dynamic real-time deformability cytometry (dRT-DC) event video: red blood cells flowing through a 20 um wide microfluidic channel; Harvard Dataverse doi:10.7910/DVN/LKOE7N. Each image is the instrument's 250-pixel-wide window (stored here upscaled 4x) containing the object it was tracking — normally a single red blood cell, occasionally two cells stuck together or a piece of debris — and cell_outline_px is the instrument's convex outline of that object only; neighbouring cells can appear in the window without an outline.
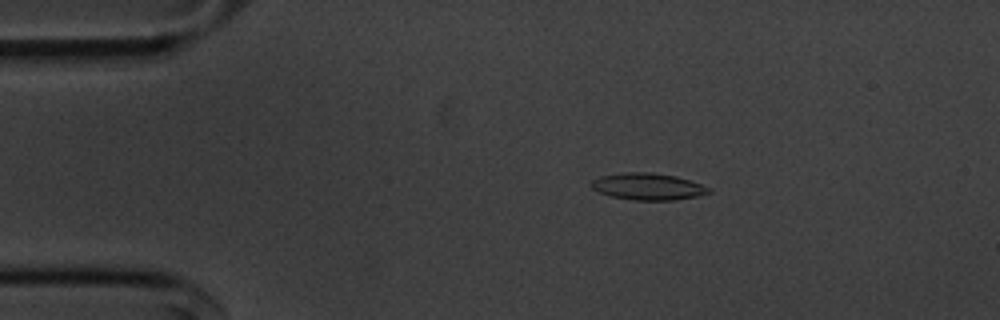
{"species": "common noctule bat (a hibernating species)", "species_latin": "Nyctalus noctula", "temperature_condition": "cold", "stored_images_in_passage": 50, "camera_frame_rate_fps": 3000, "um_per_image_px": 0.085, "animal": {"sex": "male", "body_mass_g": 20.1, "forearm_length_mm": 53.5}, "frame": {"image": 1, "passage_image": 5, "time_ms": 1.333, "image_size_px": [1000, 320], "cell_outline_px": [[712, 192], [696, 196], [676, 200], [632, 200], [612, 196], [600, 192], [592, 188], [588, 184], [592, 180], [600, 176], [624, 172], [652, 172], [676, 176], [712, 188]], "centroid_in_image_um": [55.06, 15.85], "position_along_channel_um": 29.9, "area_um2": 18.38}}
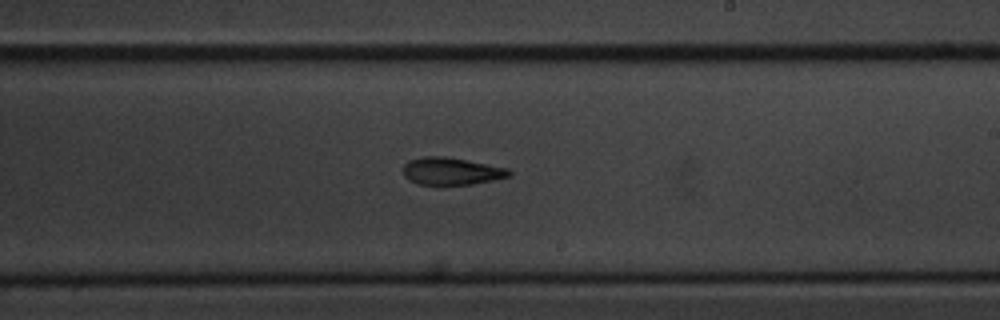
{"frame": {"image": 2, "passage_image": 27, "time_ms": 8.667, "image_size_px": [1000, 320], "cell_outline_px": [[512, 172], [508, 176], [492, 180], [472, 184], [416, 184], [408, 180], [404, 176], [404, 164], [408, 160], [424, 156], [444, 156], [508, 168]], "centroid_in_image_um": [38.32, 14.54], "position_along_channel_um": 250.7, "area_um2": 16.7}}
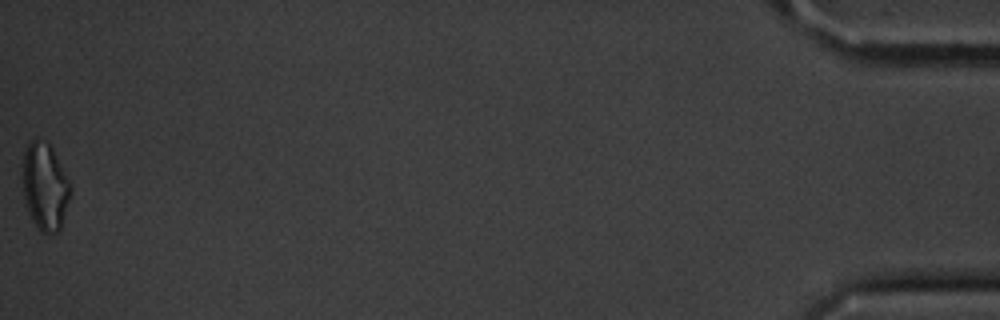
{"frame": {"image": 3, "passage_image": 50, "time_ms": 16.333, "image_size_px": [1000, 320], "cell_outline_px": [[72, 192], [60, 228], [56, 232], [48, 236], [40, 232], [36, 228], [28, 212], [24, 196], [24, 152], [28, 144], [36, 136], [48, 144], [52, 148], [72, 184]], "centroid_in_image_um": [3.86, 15.89], "position_along_channel_um": 431.3, "area_um2": 24.45}, "authors_computed_cell_mechanics": {"area_um2": 17.9758, "velocity_mm_per_s": 3.6393, "shape_relaxation_time_tau1_ms": 3.0184, "shape_relaxation_time_tau2_ms": 5.9668, "deformation_change_tau1": 0.1124, "deformation_change_tau2": 0.1387}}